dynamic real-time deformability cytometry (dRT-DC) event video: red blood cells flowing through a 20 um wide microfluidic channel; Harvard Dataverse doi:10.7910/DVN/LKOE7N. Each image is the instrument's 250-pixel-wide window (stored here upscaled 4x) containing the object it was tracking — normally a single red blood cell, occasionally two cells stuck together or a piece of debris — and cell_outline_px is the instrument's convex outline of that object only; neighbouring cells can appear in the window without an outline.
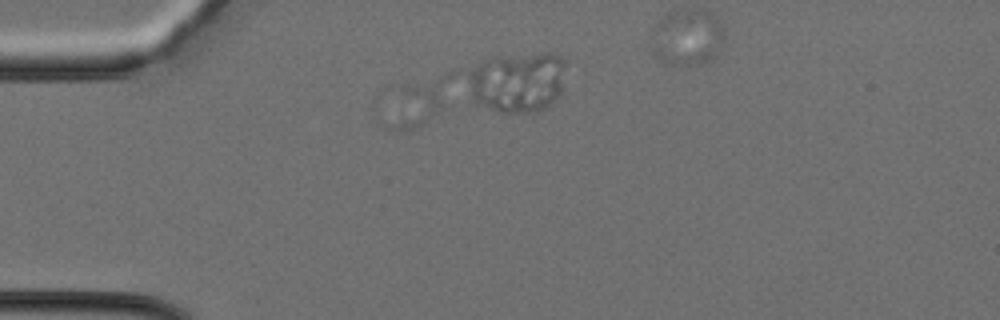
{"species": "Egyptian fruit bat (a non-hibernating species)", "species_latin": "Rousettus aegyptiacus", "temperature_condition": "cold", "stored_images_in_passage": 12, "camera_frame_rate_fps": 3000, "um_per_image_px": 0.085, "animal": {"sex": "female"}, "frame": {"image": 1, "passage_image": 2, "time_ms": 0.333, "image_size_px": [1000, 320], "cell_outline_px": [[456, 72], [452, 104], [416, 128], [400, 132], [392, 132], [380, 128], [376, 124], [376, 120], [400, 88], [448, 72]], "centroid_in_image_um": [35.52, 8.79], "position_along_channel_um": 49.5, "area_um2": 20.35}}
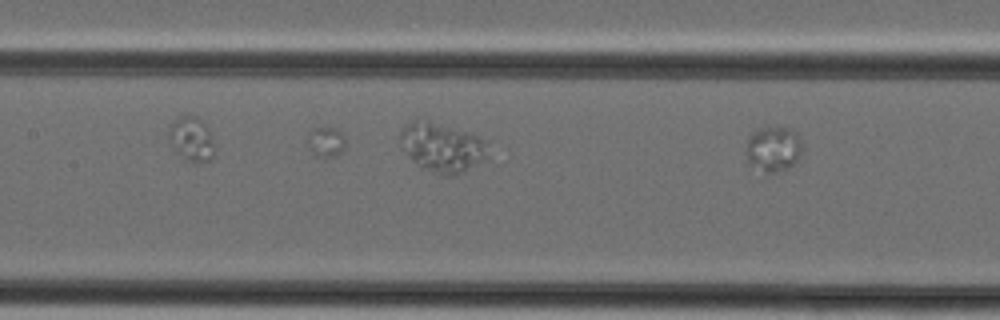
{"frame": {"image": 2, "passage_image": 12, "time_ms": 3.667, "image_size_px": [1000, 320], "cell_outline_px": [[800, 156], [788, 168], [780, 172], [764, 172], [748, 164], [748, 136], [756, 128], [788, 128], [796, 132], [800, 140]], "centroid_in_image_um": [65.72, 12.66], "position_along_channel_um": 141.7, "area_um2": 14.51}}